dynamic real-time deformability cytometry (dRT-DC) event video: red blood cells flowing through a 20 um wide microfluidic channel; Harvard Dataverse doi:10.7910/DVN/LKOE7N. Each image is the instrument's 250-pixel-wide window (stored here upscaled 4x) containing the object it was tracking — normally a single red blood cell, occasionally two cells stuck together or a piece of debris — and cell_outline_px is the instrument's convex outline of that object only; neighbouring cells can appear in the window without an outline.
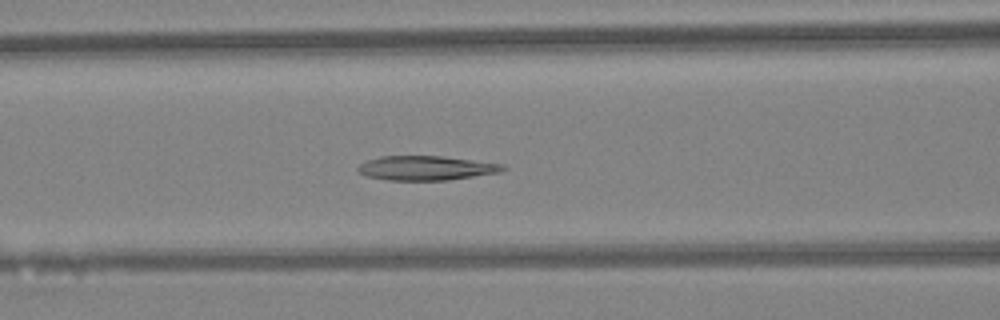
{"species": "Egyptian fruit bat (a non-hibernating species)", "species_latin": "Rousettus aegyptiacus", "temperature_condition": "warm", "stored_images_in_passage": 41, "segment_of_instrument_passage": [1, 2], "camera_frame_rate_fps": 3000, "um_per_image_px": 0.085, "animal": {"sex": "female"}, "frame": {"image": 1, "passage_image": 13, "time_ms": 4.0, "image_size_px": [1000, 320], "cell_outline_px": [[508, 168], [500, 172], [448, 180], [388, 180], [368, 176], [360, 172], [356, 168], [360, 164], [368, 160], [380, 156], [440, 156], [504, 164]], "centroid_in_image_um": [36.24, 14.28], "position_along_channel_um": 130.4, "area_um2": 20.4}}
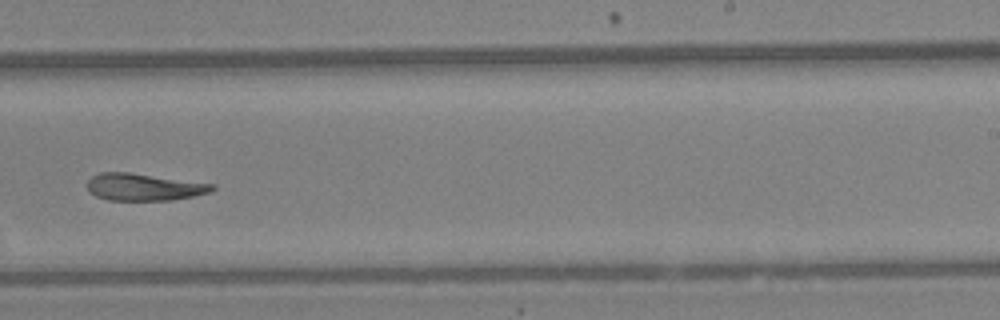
{"frame": {"image": 2, "passage_image": 23, "time_ms": 7.333, "image_size_px": [1000, 320], "cell_outline_px": [[216, 188], [208, 192], [192, 196], [172, 200], [108, 200], [96, 196], [88, 188], [88, 180], [92, 176], [100, 172], [128, 172], [216, 184]], "centroid_in_image_um": [12.24, 15.89], "position_along_channel_um": 276.8, "area_um2": 19.59}}
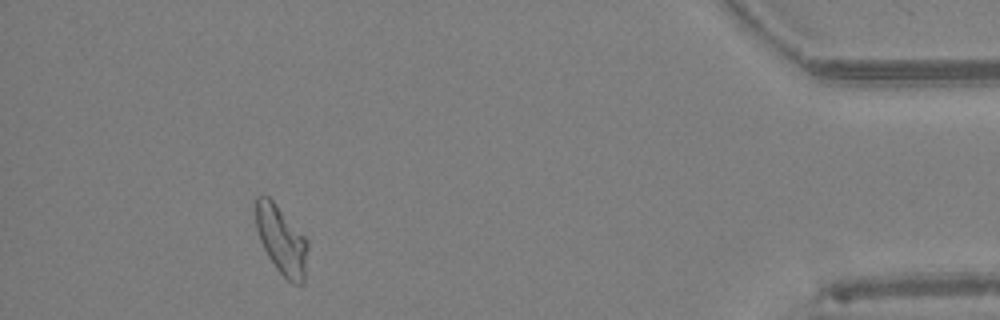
{"frame": {"image": 3, "passage_image": 36, "time_ms": 11.667, "image_size_px": [1000, 320], "cell_outline_px": [[308, 248], [304, 284], [292, 284], [276, 268], [268, 256], [260, 240], [256, 228], [256, 196], [268, 196], [276, 204], [308, 240]], "centroid_in_image_um": [23.94, 20.44], "position_along_channel_um": 411.3, "area_um2": 20.58}}